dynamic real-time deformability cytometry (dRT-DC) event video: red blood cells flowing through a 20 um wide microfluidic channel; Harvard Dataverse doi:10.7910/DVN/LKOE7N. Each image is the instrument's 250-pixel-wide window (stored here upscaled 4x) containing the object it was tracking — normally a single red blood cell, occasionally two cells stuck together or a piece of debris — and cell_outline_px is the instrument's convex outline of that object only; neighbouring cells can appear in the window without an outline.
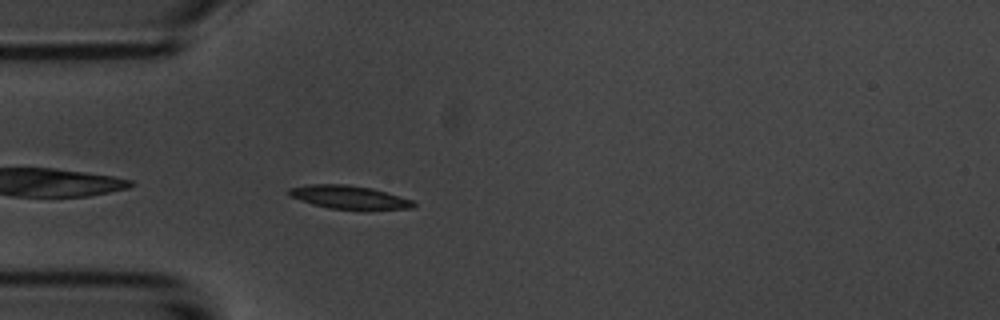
{"species": "common noctule bat (a hibernating species)", "species_latin": "Nyctalus noctula", "temperature_condition": "room temperature", "stored_images_in_passage": 4, "camera_frame_rate_fps": 3000, "um_per_image_px": 0.085, "animal": {"sex": "male", "body_mass_g": 20.1, "forearm_length_mm": 53.5}, "frame": {"image": 1, "passage_image": 4, "time_ms": 3.333, "image_size_px": [1000, 320], "cell_outline_px": [[416, 208], [368, 212], [328, 208], [312, 204], [288, 196], [288, 188], [308, 184], [344, 184], [372, 188], [412, 200], [416, 204]], "centroid_in_image_um": [29.73, 16.81], "position_along_channel_um": 55.3, "area_um2": 17.74}}